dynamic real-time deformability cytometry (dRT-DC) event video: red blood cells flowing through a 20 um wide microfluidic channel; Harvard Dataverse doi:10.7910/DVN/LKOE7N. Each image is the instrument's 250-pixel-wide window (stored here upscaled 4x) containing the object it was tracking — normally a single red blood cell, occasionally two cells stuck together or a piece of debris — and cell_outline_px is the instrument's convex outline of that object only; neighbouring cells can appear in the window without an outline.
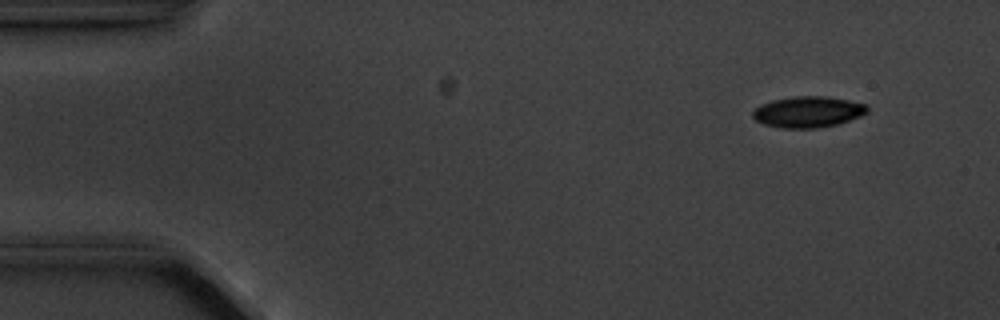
{"species": "common noctule bat (a hibernating species)", "species_latin": "Nyctalus noctula", "temperature_condition": "cold", "stored_images_in_passage": 5, "camera_frame_rate_fps": 3000, "um_per_image_px": 0.085, "animal": {"sex": "male", "body_mass_g": 20.1, "forearm_length_mm": 53.5}, "frame": {"image": 1, "passage_image": 2, "time_ms": 1.333, "image_size_px": [1000, 320], "cell_outline_px": [[868, 112], [860, 116], [840, 124], [816, 128], [780, 128], [764, 124], [756, 120], [752, 116], [752, 112], [760, 104], [772, 100], [792, 96], [824, 96], [848, 100], [868, 104]], "centroid_in_image_um": [68.69, 9.51], "position_along_channel_um": 16.3, "area_um2": 20.92}}